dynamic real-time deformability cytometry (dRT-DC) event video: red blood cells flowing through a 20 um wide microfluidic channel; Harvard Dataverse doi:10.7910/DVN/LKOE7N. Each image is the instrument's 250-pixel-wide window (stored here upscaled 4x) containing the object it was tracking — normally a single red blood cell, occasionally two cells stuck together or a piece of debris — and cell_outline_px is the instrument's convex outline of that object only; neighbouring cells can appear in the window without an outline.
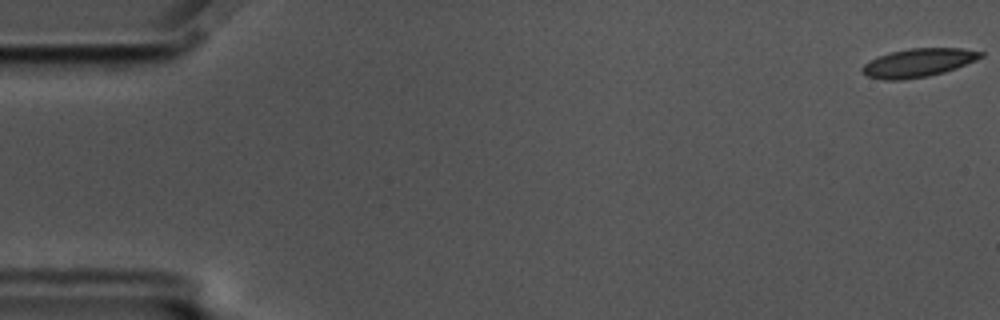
{"species": "common noctule bat (a hibernating species)", "species_latin": "Nyctalus noctula", "temperature_condition": "cold", "stored_images_in_passage": 49, "camera_frame_rate_fps": 3000, "um_per_image_px": 0.085, "animal": {"sex": "male", "body_mass_g": 17.5, "forearm_length_mm": 52.3}, "frame": {"image": 1, "passage_image": 1, "time_ms": 0.0, "image_size_px": [1000, 320], "cell_outline_px": [[984, 56], [976, 60], [956, 68], [944, 72], [928, 76], [900, 80], [884, 80], [868, 76], [860, 72], [860, 68], [864, 64], [876, 56], [888, 52], [908, 48], [964, 48], [984, 52]], "centroid_in_image_um": [78.03, 5.32], "position_along_channel_um": 7.0, "area_um2": 19.88}}
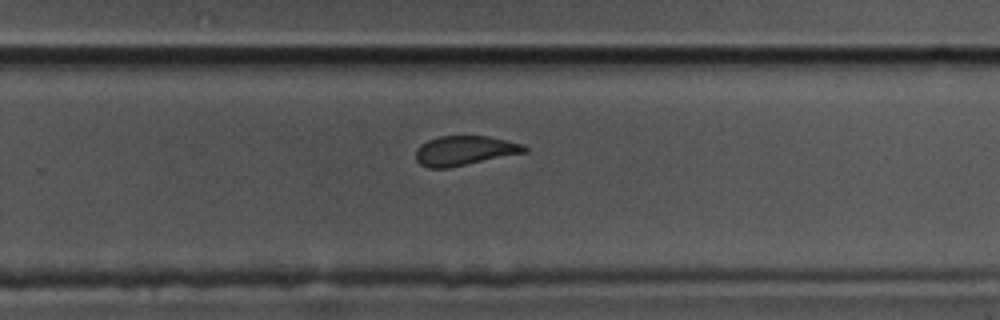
{"frame": {"image": 2, "passage_image": 38, "time_ms": 12.333, "image_size_px": [1000, 320], "cell_outline_px": [[528, 152], [448, 168], [428, 168], [420, 164], [416, 160], [416, 148], [420, 144], [428, 140], [440, 136], [488, 136], [524, 144], [528, 148]], "centroid_in_image_um": [39.5, 12.8], "position_along_channel_um": 290.3, "area_um2": 18.84}}
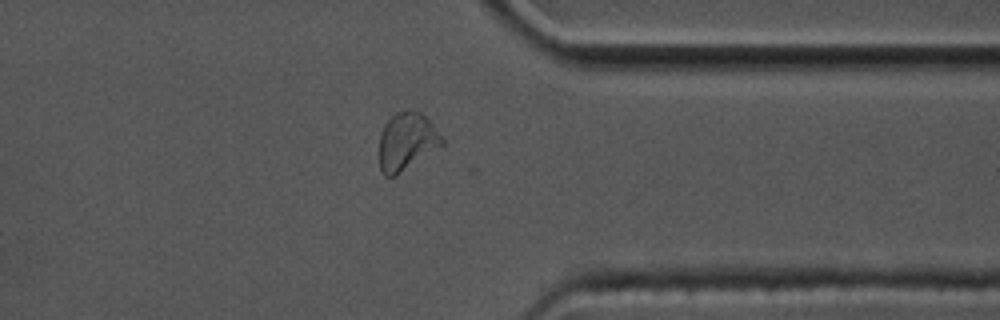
{"frame": {"image": 3, "passage_image": 46, "time_ms": 15.0, "image_size_px": [1000, 320], "cell_outline_px": [[444, 144], [396, 176], [384, 176], [380, 172], [380, 132], [384, 124], [396, 112], [420, 112], [428, 120], [444, 140]], "centroid_in_image_um": [34.54, 12.07], "position_along_channel_um": 376.9, "area_um2": 20.69}, "authors_computed_cell_mechanics": {"area_um2": 19.8832, "velocity_mm_per_s": 3.4539, "shape_relaxation_time_tau1_ms": null, "shape_relaxation_time_tau2_ms": 1.0316, "deformation_change_tau1": null, "deformation_change_tau2": 0.0915}}